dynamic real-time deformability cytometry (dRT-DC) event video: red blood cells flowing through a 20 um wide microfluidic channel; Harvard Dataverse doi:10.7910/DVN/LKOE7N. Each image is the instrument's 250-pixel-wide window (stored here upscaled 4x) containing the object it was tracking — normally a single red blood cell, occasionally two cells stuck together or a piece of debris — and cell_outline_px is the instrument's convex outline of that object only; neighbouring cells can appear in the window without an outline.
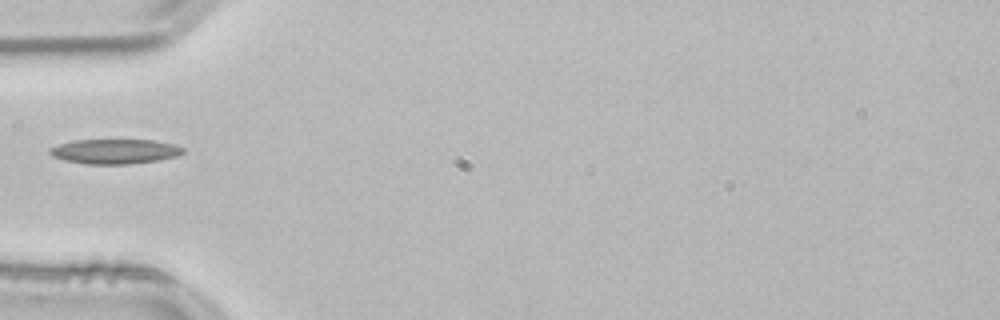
{"species": "common noctule bat (a hibernating species)", "species_latin": "Nyctalus noctula", "temperature_condition": "room temperature", "stored_images_in_passage": 19, "camera_frame_rate_fps": 3000, "um_per_image_px": 0.085, "animal": {"sex": "male", "body_mass_g": 21.5, "forearm_length_mm": 52.0}, "frame": {"image": 1, "passage_image": 1, "time_ms": 0.0, "image_size_px": [1000, 320], "cell_outline_px": [[184, 152], [176, 156], [156, 160], [128, 164], [88, 164], [64, 160], [52, 156], [48, 152], [48, 148], [72, 140], [152, 140], [176, 144], [184, 148]], "centroid_in_image_um": [9.74, 12.86], "position_along_channel_um": 75.3, "area_um2": 19.19}}
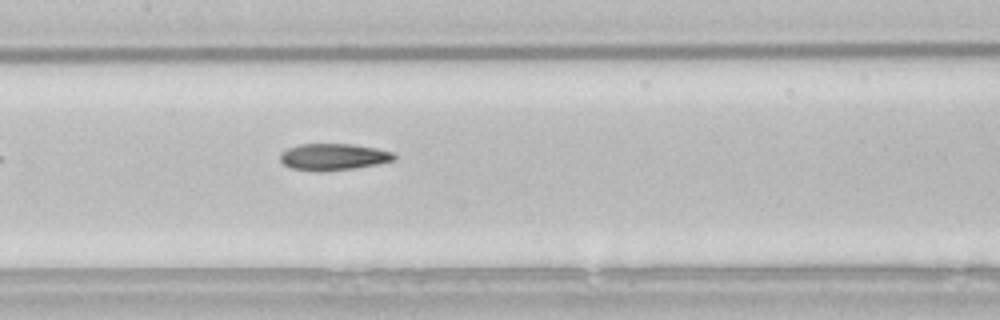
{"frame": {"image": 2, "passage_image": 9, "time_ms": 2.667, "image_size_px": [1000, 320], "cell_outline_px": [[396, 160], [376, 164], [352, 168], [320, 172], [292, 168], [284, 164], [280, 160], [280, 152], [296, 144], [352, 144], [376, 148], [392, 152], [396, 156]], "centroid_in_image_um": [28.31, 13.33], "position_along_channel_um": 179.1, "area_um2": 17.69}}